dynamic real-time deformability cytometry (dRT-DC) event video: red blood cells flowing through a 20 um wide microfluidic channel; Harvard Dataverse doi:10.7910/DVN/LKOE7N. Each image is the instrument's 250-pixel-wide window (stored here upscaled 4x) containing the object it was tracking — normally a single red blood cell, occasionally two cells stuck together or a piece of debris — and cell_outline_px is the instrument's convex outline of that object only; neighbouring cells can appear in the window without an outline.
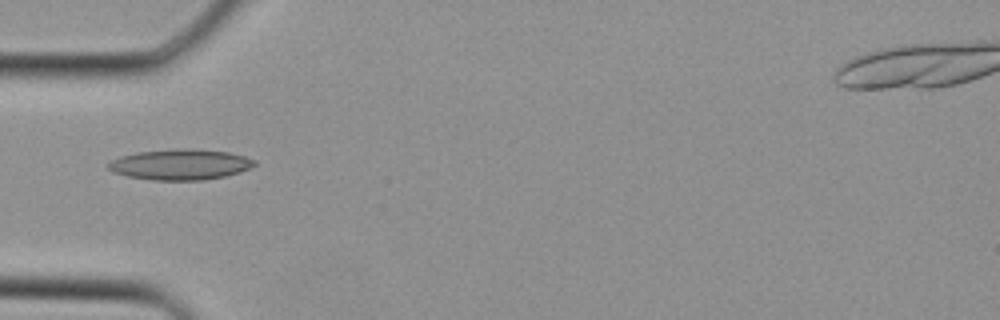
{"species": "Egyptian fruit bat (a non-hibernating species)", "species_latin": "Rousettus aegyptiacus", "temperature_condition": "cold", "stored_images_in_passage": 37, "camera_frame_rate_fps": 3000, "um_per_image_px": 0.085, "animal": {"sex": "female"}, "frame": {"image": 1, "passage_image": 12, "time_ms": 3.667, "image_size_px": [1000, 320], "cell_outline_px": [[256, 164], [240, 172], [224, 176], [204, 180], [152, 180], [128, 176], [112, 172], [108, 168], [108, 164], [112, 160], [120, 156], [136, 152], [176, 148], [188, 148], [228, 152], [244, 156], [256, 160]], "centroid_in_image_um": [15.31, 13.97], "position_along_channel_um": 69.7, "area_um2": 26.13}}
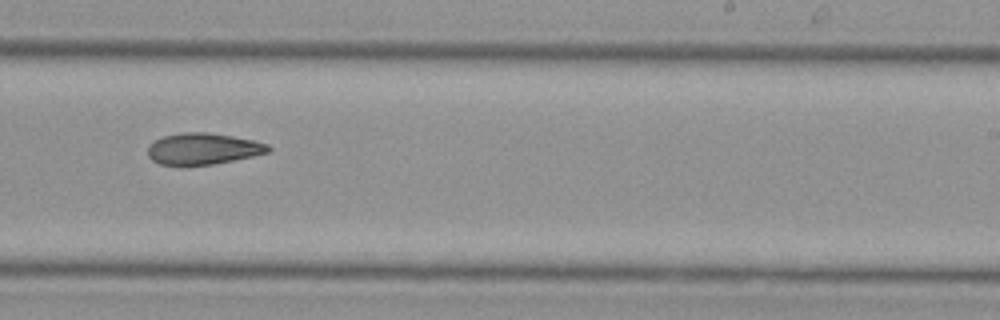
{"frame": {"image": 2, "passage_image": 23, "time_ms": 7.333, "image_size_px": [1000, 320], "cell_outline_px": [[272, 152], [212, 164], [160, 164], [152, 160], [148, 156], [148, 144], [164, 136], [184, 132], [208, 132], [232, 136], [252, 140], [268, 144], [272, 148]], "centroid_in_image_um": [17.28, 12.63], "position_along_channel_um": 271.7, "area_um2": 21.79}}
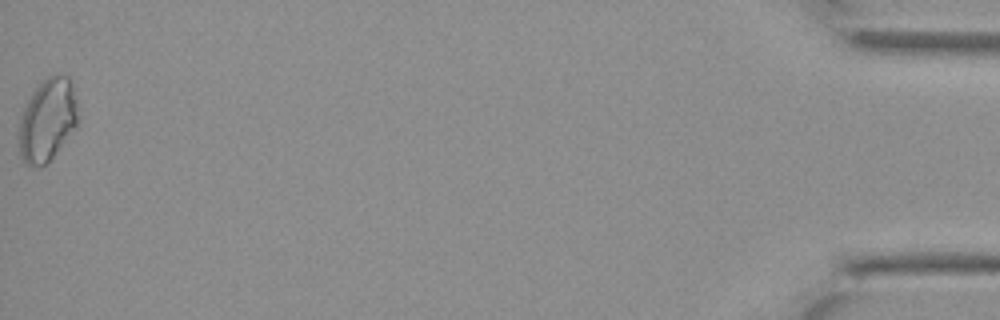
{"frame": {"image": 3, "passage_image": 37, "time_ms": 12.0, "image_size_px": [1000, 320], "cell_outline_px": [[80, 120], [76, 128], [56, 152], [44, 164], [28, 164], [20, 156], [16, 136], [20, 120], [24, 108], [32, 92], [48, 76], [56, 72], [60, 72], [68, 76], [72, 80]], "centroid_in_image_um": [4.05, 10.13], "position_along_channel_um": 431.1, "area_um2": 28.78}}